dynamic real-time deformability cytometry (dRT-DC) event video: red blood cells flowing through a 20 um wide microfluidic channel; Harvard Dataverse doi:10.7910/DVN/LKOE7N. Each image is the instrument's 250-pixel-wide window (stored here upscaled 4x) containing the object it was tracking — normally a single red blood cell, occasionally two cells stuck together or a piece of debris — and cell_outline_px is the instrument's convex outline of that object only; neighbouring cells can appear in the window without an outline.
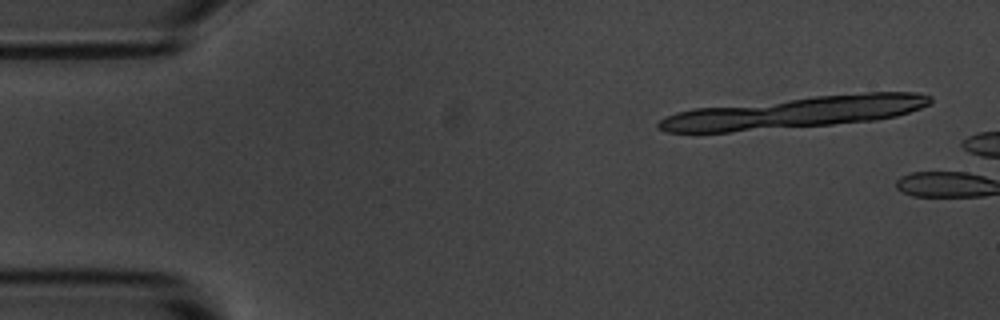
{"species": "common noctule bat (a hibernating species)", "species_latin": "Nyctalus noctula", "temperature_condition": "room temperature", "stored_images_in_passage": 2, "camera_frame_rate_fps": 3000, "um_per_image_px": 0.085, "animal": {"sex": "male", "body_mass_g": 20.1, "forearm_length_mm": 53.5}, "frame": {"image": 1, "passage_image": 1, "time_ms": 0.0, "image_size_px": [1000, 320], "cell_outline_px": [[760, 112], [756, 124], [740, 128], [716, 132], [684, 132], [688, 112], [720, 108], [732, 108]], "centroid_in_image_um": [61.18, 10.19], "position_along_channel_um": 23.8, "area_um2": 10.46}}